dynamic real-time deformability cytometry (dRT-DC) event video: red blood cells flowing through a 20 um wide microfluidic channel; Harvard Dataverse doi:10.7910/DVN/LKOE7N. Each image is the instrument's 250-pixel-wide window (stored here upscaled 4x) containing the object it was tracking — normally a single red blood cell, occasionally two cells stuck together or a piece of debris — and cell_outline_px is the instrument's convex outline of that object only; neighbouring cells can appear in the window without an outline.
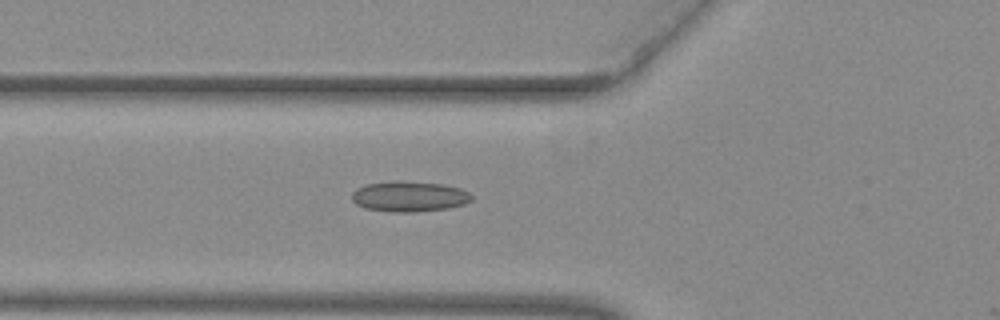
{"species": "common noctule bat (a hibernating species)", "species_latin": "Nyctalus noctula", "temperature_condition": "warm", "stored_images_in_passage": 22, "camera_frame_rate_fps": 3000, "um_per_image_px": 0.085, "animal": {"sex": "female", "body_mass_g": 29.2, "forearm_length_mm": 56.3}, "frame": {"image": 1, "passage_image": 21, "time_ms": 6.667, "image_size_px": [1000, 320], "cell_outline_px": [[472, 200], [464, 204], [448, 208], [412, 212], [392, 212], [364, 208], [356, 204], [352, 200], [352, 192], [356, 188], [364, 184], [396, 180], [444, 184], [460, 188], [468, 192], [472, 196]], "centroid_in_image_um": [34.76, 16.69], "position_along_channel_um": 91.0, "area_um2": 21.44}}